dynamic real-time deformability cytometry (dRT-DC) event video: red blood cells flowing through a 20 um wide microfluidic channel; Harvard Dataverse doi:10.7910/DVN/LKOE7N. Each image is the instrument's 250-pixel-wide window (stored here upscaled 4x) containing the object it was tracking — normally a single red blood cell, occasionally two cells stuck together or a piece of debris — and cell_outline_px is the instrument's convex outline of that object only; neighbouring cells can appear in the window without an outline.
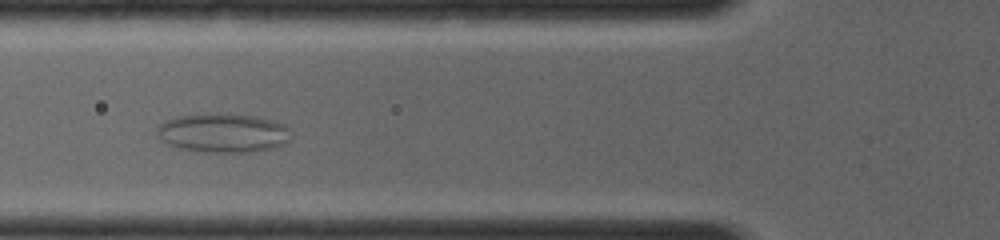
{"species": "common noctule bat (a hibernating species)", "species_latin": "Nyctalus noctula", "temperature_condition": "room temperature", "stored_images_in_passage": 42, "camera_frame_rate_fps": 4000, "um_per_image_px": 0.085, "animal": {"sex": "female", "body_mass_g": 19.0, "forearm_length_mm": 56.7}, "frame": {"image": 1, "passage_image": 15, "time_ms": 3.5, "image_size_px": [1000, 240], "cell_outline_px": [[288, 140], [284, 144], [272, 148], [256, 152], [204, 152], [180, 148], [168, 144], [160, 140], [156, 132], [156, 128], [164, 120], [176, 116], [216, 112], [256, 116], [272, 120], [284, 124], [288, 128]], "centroid_in_image_um": [18.91, 11.28], "position_along_channel_um": 106.9, "area_um2": 30.87}}
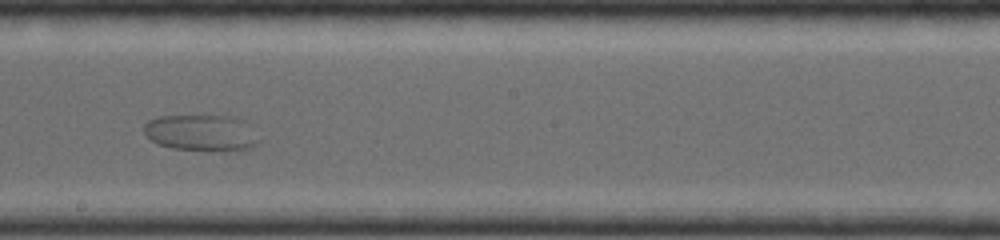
{"frame": {"image": 2, "passage_image": 26, "time_ms": 6.25, "image_size_px": [1000, 240], "cell_outline_px": [[260, 140], [252, 148], [236, 152], [232, 152], [172, 148], [160, 144], [152, 140], [144, 132], [144, 124], [148, 120], [160, 116], [224, 116], [240, 120]], "centroid_in_image_um": [17.09, 11.32], "position_along_channel_um": 231.1, "area_um2": 23.99}}
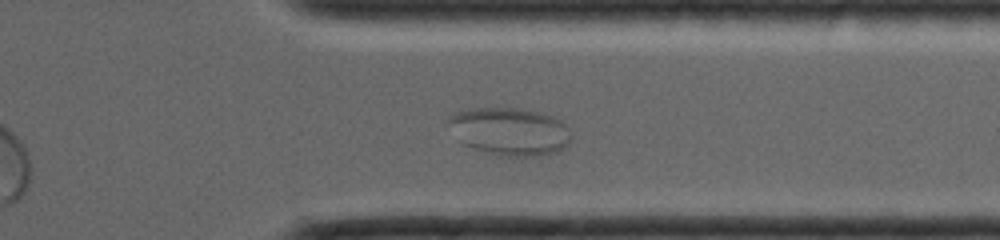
{"frame": {"image": 3, "passage_image": 38, "time_ms": 9.25, "image_size_px": [1000, 240], "cell_outline_px": [[572, 136], [568, 144], [564, 148], [556, 152], [536, 156], [500, 156], [464, 144], [460, 140], [448, 124], [448, 116], [456, 112], [468, 108], [520, 108], [540, 112], [552, 116], [560, 120], [568, 128]], "centroid_in_image_um": [43.35, 11.15], "position_along_channel_um": 368.0, "area_um2": 34.04}}